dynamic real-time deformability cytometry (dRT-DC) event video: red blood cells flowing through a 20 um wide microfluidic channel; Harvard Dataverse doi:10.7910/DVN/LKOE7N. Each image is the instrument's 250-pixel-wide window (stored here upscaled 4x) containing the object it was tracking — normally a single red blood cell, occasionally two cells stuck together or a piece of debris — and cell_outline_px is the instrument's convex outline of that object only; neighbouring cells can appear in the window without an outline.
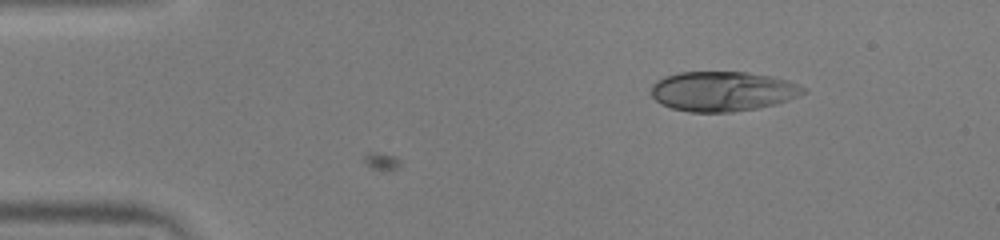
{"species": "human", "species_latin": "Homo sapiens", "temperature_condition": "warm", "stored_images_in_passage": 4, "camera_frame_rate_fps": 3000, "um_per_image_px": 0.085, "donor": {"sex": "male"}, "frame": {"image": 1, "passage_image": 4, "time_ms": 1.0, "image_size_px": [1000, 240], "cell_outline_px": [[808, 92], [788, 100], [756, 108], [732, 112], [688, 112], [672, 108], [660, 104], [652, 96], [652, 84], [656, 80], [664, 76], [680, 72], [744, 72], [768, 76], [788, 80], [808, 88]], "centroid_in_image_um": [61.42, 7.76], "position_along_channel_um": 23.6, "area_um2": 35.32}}